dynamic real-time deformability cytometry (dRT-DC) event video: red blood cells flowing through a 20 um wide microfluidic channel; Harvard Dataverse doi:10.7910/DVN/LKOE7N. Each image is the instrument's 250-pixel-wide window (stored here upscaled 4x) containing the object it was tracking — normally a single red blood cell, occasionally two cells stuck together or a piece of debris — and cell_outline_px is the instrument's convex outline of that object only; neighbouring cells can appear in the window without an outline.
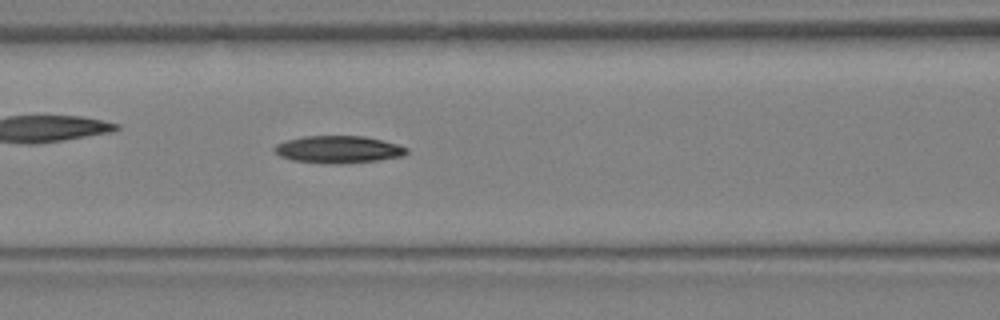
{"species": "Egyptian fruit bat (a non-hibernating species)", "species_latin": "Rousettus aegyptiacus", "temperature_condition": "warm", "stored_images_in_passage": 12, "camera_frame_rate_fps": 3000, "um_per_image_px": 0.085, "animal": {"sex": "female"}, "frame": {"image": 1, "passage_image": 12, "time_ms": 3.667, "image_size_px": [1000, 320], "cell_outline_px": [[408, 152], [404, 156], [376, 160], [340, 164], [332, 164], [292, 160], [280, 156], [272, 148], [276, 144], [288, 140], [304, 136], [364, 136], [396, 144], [408, 148]], "centroid_in_image_um": [28.75, 12.7], "position_along_channel_um": 137.8, "area_um2": 20.87}}